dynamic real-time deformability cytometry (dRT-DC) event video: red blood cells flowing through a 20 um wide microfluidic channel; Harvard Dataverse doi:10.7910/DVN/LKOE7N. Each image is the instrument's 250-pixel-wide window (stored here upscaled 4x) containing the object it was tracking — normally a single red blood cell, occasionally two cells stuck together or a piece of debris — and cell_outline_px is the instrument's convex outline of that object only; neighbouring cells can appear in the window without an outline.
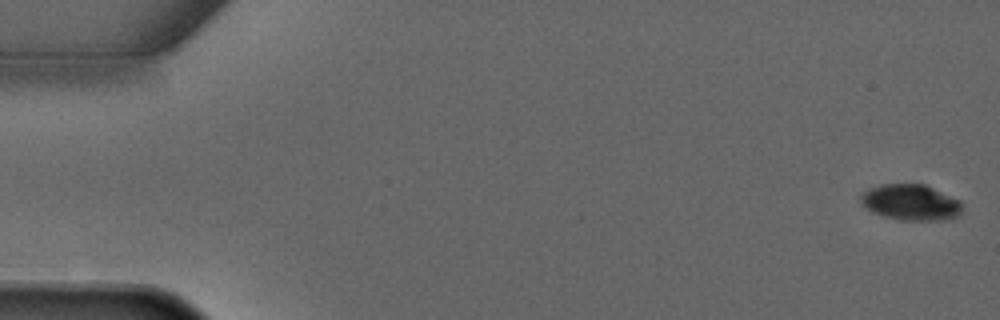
{"species": "common noctule bat (a hibernating species)", "species_latin": "Nyctalus noctula", "temperature_condition": "warm", "stored_images_in_passage": 5, "camera_frame_rate_fps": 3000, "um_per_image_px": 0.085, "animal": {"sex": "male", "forearm_length_mm": 52.5}, "frame": {"image": 1, "passage_image": 1, "time_ms": 0.0, "image_size_px": [1000, 320], "cell_outline_px": [[960, 212], [956, 216], [948, 220], [900, 220], [884, 216], [872, 212], [860, 200], [860, 192], [868, 188], [880, 184], [924, 184], [960, 200]], "centroid_in_image_um": [77.38, 17.19], "position_along_channel_um": 7.6, "area_um2": 21.15}}
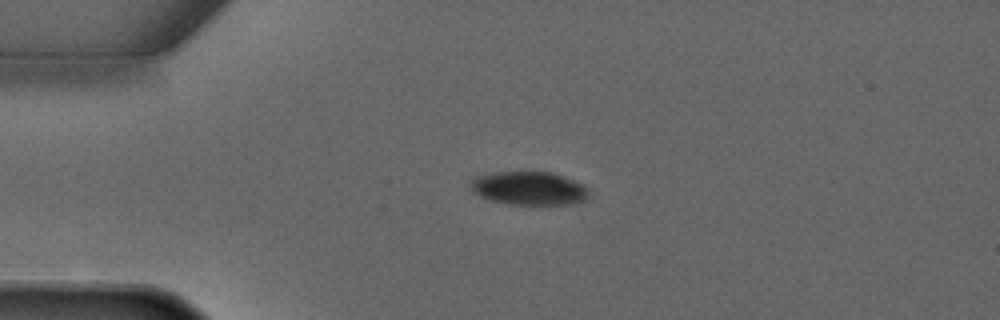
{"frame": {"image": 2, "passage_image": 4, "time_ms": 3.333, "image_size_px": [1000, 320], "cell_outline_px": [[588, 200], [572, 204], [508, 204], [488, 200], [472, 192], [468, 184], [476, 176], [492, 172], [552, 172], [564, 176], [584, 184], [588, 188]], "centroid_in_image_um": [44.96, 16.0], "position_along_channel_um": 40.0, "area_um2": 23.41}}